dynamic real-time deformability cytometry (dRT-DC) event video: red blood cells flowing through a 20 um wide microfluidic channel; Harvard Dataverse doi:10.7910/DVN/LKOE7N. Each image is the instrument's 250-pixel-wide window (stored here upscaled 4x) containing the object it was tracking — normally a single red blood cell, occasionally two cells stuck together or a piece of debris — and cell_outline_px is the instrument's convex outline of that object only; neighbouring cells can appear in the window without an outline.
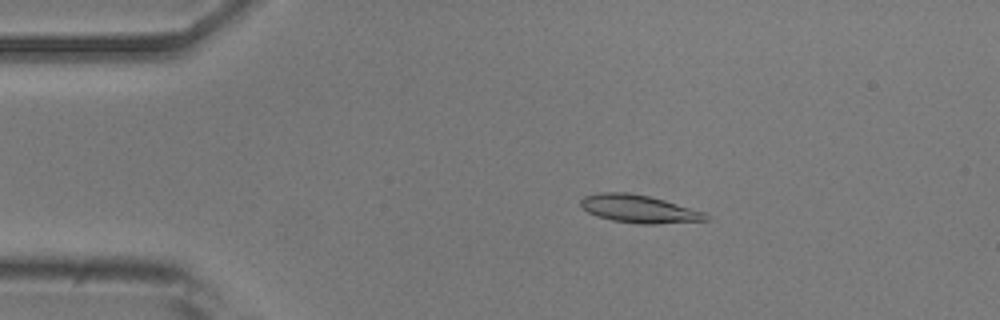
{"species": "common noctule bat (a hibernating species)", "species_latin": "Nyctalus noctula", "temperature_condition": "room temperature", "stored_images_in_passage": 5, "camera_frame_rate_fps": 3000, "um_per_image_px": 0.085, "animal": {"sex": "male", "body_mass_g": 20.5, "forearm_length_mm": 52.5}, "frame": {"image": 1, "passage_image": 3, "time_ms": 0.667, "image_size_px": [1000, 320], "cell_outline_px": [[708, 220], [656, 224], [636, 224], [612, 220], [596, 216], [588, 212], [580, 204], [580, 200], [584, 196], [600, 192], [628, 192], [648, 196], [664, 200], [704, 212], [708, 216]], "centroid_in_image_um": [54.28, 17.76], "position_along_channel_um": 30.7, "area_um2": 20.23}}